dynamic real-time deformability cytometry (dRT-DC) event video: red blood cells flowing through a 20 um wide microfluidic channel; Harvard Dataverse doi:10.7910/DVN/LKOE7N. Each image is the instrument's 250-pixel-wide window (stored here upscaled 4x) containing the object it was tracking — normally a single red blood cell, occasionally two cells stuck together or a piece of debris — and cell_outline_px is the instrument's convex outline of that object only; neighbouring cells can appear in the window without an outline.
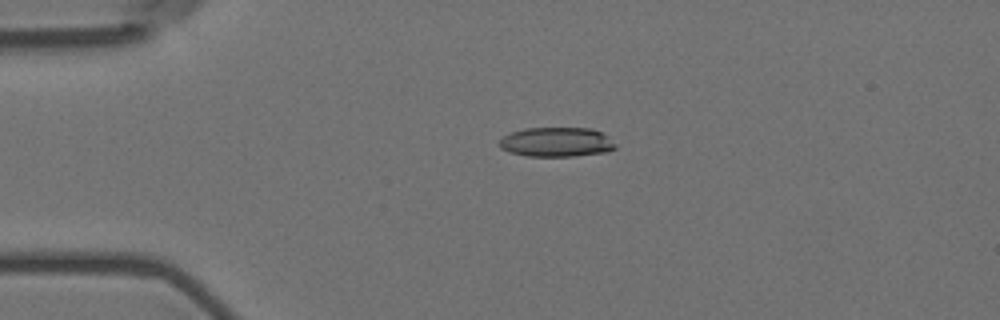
{"species": "Egyptian fruit bat (a non-hibernating species)", "species_latin": "Rousettus aegyptiacus", "temperature_condition": "room temperature", "stored_images_in_passage": 4, "camera_frame_rate_fps": 3000, "um_per_image_px": 0.085, "animal": {"sex": "female"}, "frame": {"image": 1, "passage_image": 3, "time_ms": 0.667, "image_size_px": [1000, 320], "cell_outline_px": [[616, 148], [608, 152], [572, 156], [528, 156], [508, 152], [500, 148], [496, 144], [504, 136], [512, 132], [524, 128], [592, 128], [608, 136], [616, 144]], "centroid_in_image_um": [47.3, 12.08], "position_along_channel_um": 37.7, "area_um2": 20.11}}